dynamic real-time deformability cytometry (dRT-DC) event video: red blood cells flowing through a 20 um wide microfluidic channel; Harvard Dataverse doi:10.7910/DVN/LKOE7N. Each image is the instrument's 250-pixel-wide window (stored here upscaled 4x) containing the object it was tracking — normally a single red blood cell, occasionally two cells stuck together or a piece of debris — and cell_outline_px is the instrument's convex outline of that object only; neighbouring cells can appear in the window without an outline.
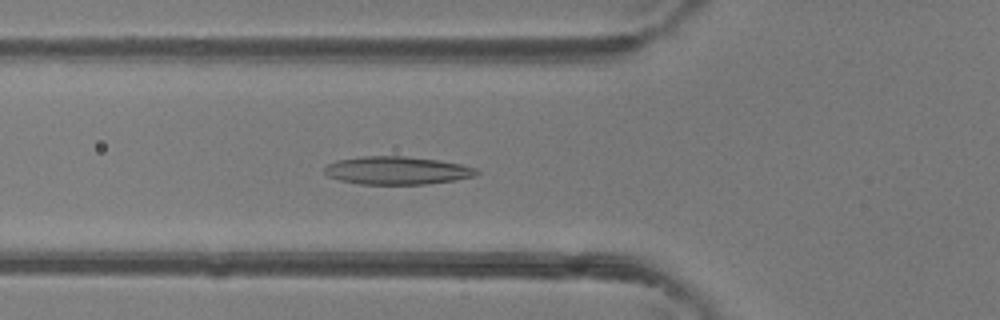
{"species": "common noctule bat (a hibernating species)", "species_latin": "Nyctalus noctula", "temperature_condition": "room temperature", "stored_images_in_passage": 47, "camera_frame_rate_fps": 3000, "um_per_image_px": 0.085, "animal": {"sex": "female"}, "frame": {"image": 1, "passage_image": 17, "time_ms": 5.333, "image_size_px": [1000, 320], "cell_outline_px": [[480, 172], [476, 176], [456, 180], [424, 184], [360, 184], [340, 180], [328, 176], [324, 172], [324, 168], [328, 164], [336, 160], [360, 156], [404, 156], [436, 160], [460, 164], [476, 168]], "centroid_in_image_um": [33.74, 14.49], "position_along_channel_um": 92.1, "area_um2": 24.8}}
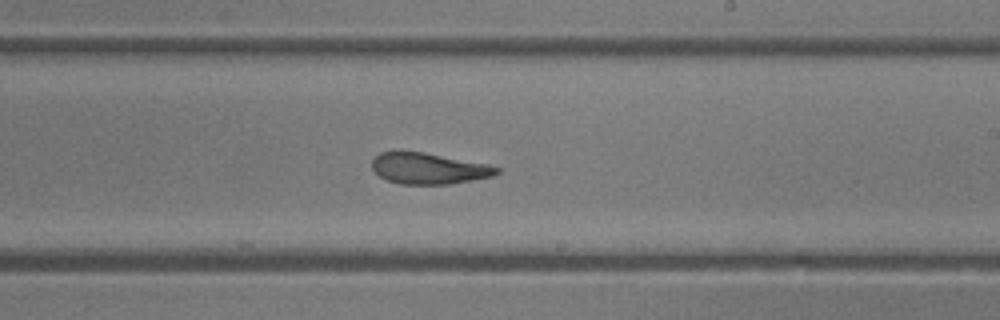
{"frame": {"image": 2, "passage_image": 28, "time_ms": 9.0, "image_size_px": [1000, 320], "cell_outline_px": [[500, 172], [492, 176], [472, 180], [448, 184], [400, 184], [388, 180], [380, 176], [372, 168], [372, 160], [380, 152], [424, 152], [488, 164], [500, 168]], "centroid_in_image_um": [36.45, 14.32], "position_along_channel_um": 252.5, "area_um2": 22.37}}
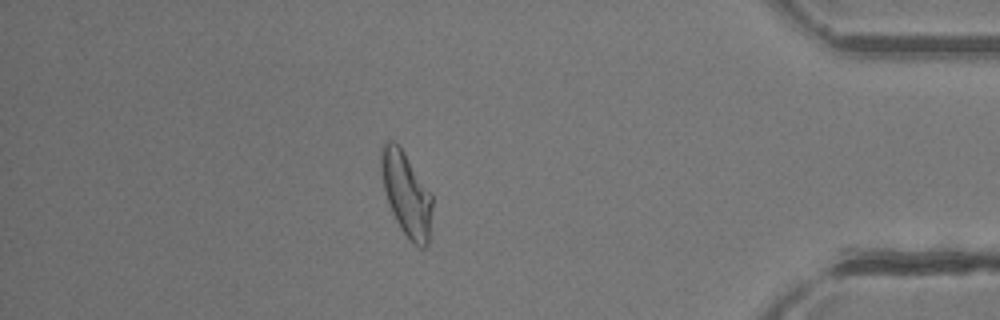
{"frame": {"image": 3, "passage_image": 41, "time_ms": 13.333, "image_size_px": [1000, 320], "cell_outline_px": [[432, 208], [428, 244], [424, 248], [420, 248], [400, 228], [392, 212], [384, 188], [380, 168], [380, 148], [388, 140], [392, 140], [400, 148], [432, 192]], "centroid_in_image_um": [34.54, 16.47], "position_along_channel_um": 400.7, "area_um2": 24.62}, "authors_computed_cell_mechanics": {"area_um2": 24.9696, "velocity_mm_per_s": 4.3673, "shape_relaxation_time_tau1_ms": 7.8981, "shape_relaxation_time_tau2_ms": 2.0561, "deformation_change_tau1": 0.2396, "deformation_change_tau2": 0.0942}}